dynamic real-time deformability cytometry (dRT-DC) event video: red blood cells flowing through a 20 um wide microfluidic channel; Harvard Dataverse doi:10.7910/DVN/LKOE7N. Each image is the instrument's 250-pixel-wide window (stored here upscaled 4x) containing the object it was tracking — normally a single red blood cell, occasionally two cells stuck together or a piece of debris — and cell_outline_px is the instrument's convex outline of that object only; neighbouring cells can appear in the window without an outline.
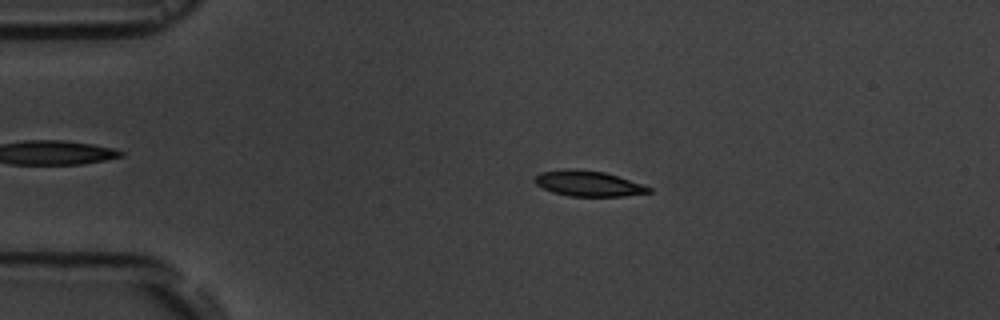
{"species": "common noctule bat (a hibernating species)", "species_latin": "Nyctalus noctula", "temperature_condition": "room temperature", "stored_images_in_passage": 6, "camera_frame_rate_fps": 3000, "um_per_image_px": 0.085, "animal": {"sex": "male", "body_mass_g": 19.5, "forearm_length_mm": 54.6}, "frame": {"image": 1, "passage_image": 3, "time_ms": 2.333, "image_size_px": [1000, 320], "cell_outline_px": [[652, 192], [624, 196], [568, 196], [552, 192], [536, 184], [532, 180], [532, 176], [540, 172], [564, 168], [572, 168], [604, 172], [644, 184], [652, 188]], "centroid_in_image_um": [49.97, 15.59], "position_along_channel_um": 35.0, "area_um2": 17.22}}
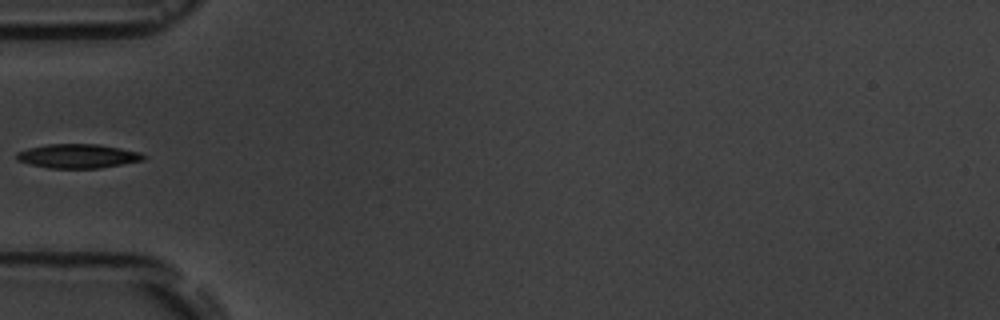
{"frame": {"image": 2, "passage_image": 5, "time_ms": 4.667, "image_size_px": [1000, 320], "cell_outline_px": [[148, 156], [144, 160], [100, 168], [48, 168], [16, 160], [16, 152], [28, 148], [44, 144], [96, 144], [120, 148], [140, 152]], "centroid_in_image_um": [6.62, 13.26], "position_along_channel_um": 78.4, "area_um2": 17.86}}
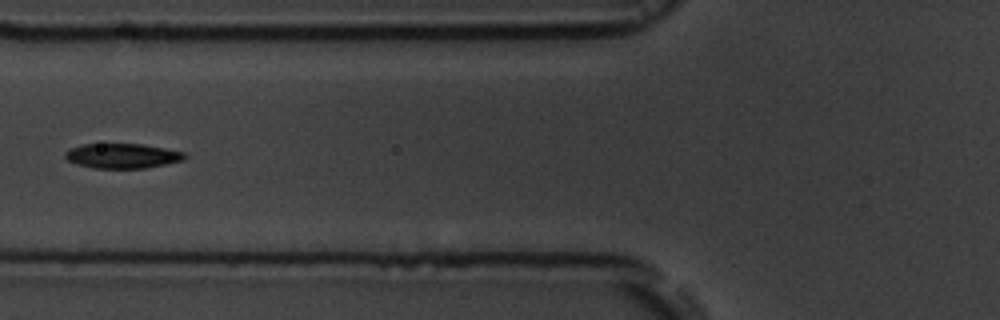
{"frame": {"image": 3, "passage_image": 6, "time_ms": 5.667, "image_size_px": [1000, 320], "cell_outline_px": [[188, 156], [184, 160], [144, 168], [92, 168], [76, 164], [68, 160], [64, 156], [64, 152], [72, 148], [84, 144], [140, 144], [164, 148], [184, 152]], "centroid_in_image_um": [10.39, 13.25], "position_along_channel_um": 115.4, "area_um2": 17.17}}